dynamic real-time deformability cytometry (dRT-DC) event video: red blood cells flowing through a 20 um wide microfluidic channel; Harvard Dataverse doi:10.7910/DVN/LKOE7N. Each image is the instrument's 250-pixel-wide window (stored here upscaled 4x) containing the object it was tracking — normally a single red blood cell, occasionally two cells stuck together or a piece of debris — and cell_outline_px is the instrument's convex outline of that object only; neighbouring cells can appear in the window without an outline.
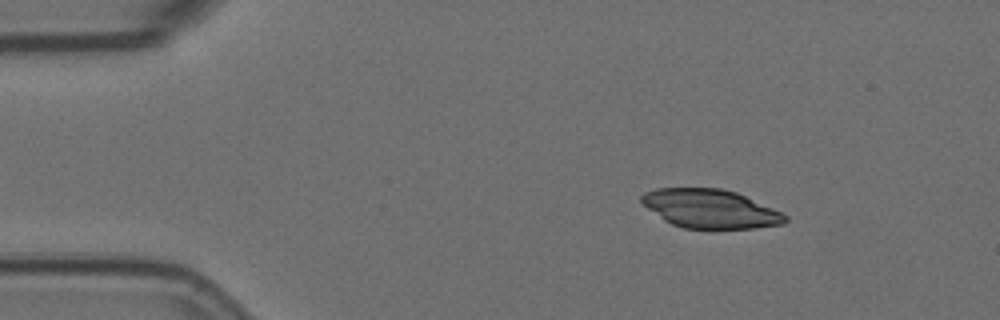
{"species": "Egyptian fruit bat (a non-hibernating species)", "species_latin": "Rousettus aegyptiacus", "temperature_condition": "room temperature", "stored_images_in_passage": 4, "camera_frame_rate_fps": 3000, "um_per_image_px": 0.085, "animal": {"sex": "female"}, "frame": {"image": 1, "passage_image": 1, "time_ms": 0.0, "image_size_px": [1000, 320], "cell_outline_px": [[788, 220], [784, 224], [752, 228], [684, 228], [672, 224], [664, 220], [648, 208], [640, 200], [640, 196], [644, 192], [656, 188], [720, 188], [736, 192], [772, 208], [788, 216]], "centroid_in_image_um": [60.36, 17.74], "position_along_channel_um": 24.6, "area_um2": 32.14}}